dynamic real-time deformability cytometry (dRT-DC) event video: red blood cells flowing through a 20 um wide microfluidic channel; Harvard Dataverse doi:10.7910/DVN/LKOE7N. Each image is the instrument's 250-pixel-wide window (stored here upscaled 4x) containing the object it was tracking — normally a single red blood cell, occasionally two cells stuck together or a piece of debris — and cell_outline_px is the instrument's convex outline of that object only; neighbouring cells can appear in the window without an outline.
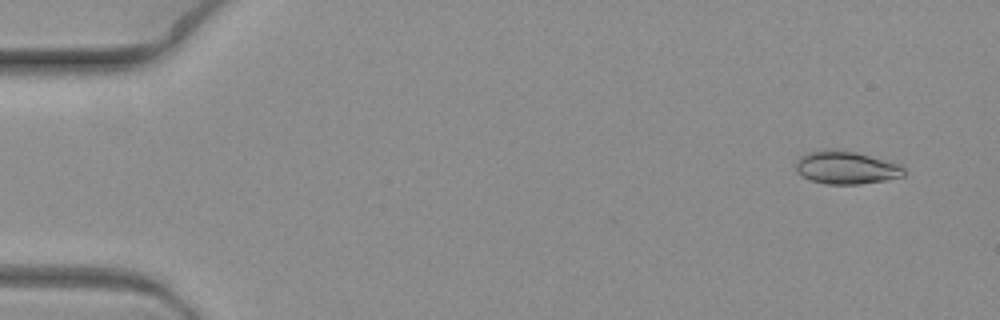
{"species": "common noctule bat (a hibernating species)", "species_latin": "Nyctalus noctula", "temperature_condition": "warm", "stored_images_in_passage": 7, "camera_frame_rate_fps": 3000, "um_per_image_px": 0.085, "animal": {"sex": "female", "body_mass_g": 19.3, "forearm_length_mm": 54.1}, "frame": {"image": 1, "passage_image": 2, "time_ms": 0.333, "image_size_px": [1000, 320], "cell_outline_px": [[904, 176], [884, 180], [856, 184], [828, 184], [812, 180], [796, 172], [796, 160], [800, 156], [808, 152], [824, 148], [856, 152], [900, 164], [904, 168]], "centroid_in_image_um": [71.9, 14.23], "position_along_channel_um": 13.1, "area_um2": 20.63}}